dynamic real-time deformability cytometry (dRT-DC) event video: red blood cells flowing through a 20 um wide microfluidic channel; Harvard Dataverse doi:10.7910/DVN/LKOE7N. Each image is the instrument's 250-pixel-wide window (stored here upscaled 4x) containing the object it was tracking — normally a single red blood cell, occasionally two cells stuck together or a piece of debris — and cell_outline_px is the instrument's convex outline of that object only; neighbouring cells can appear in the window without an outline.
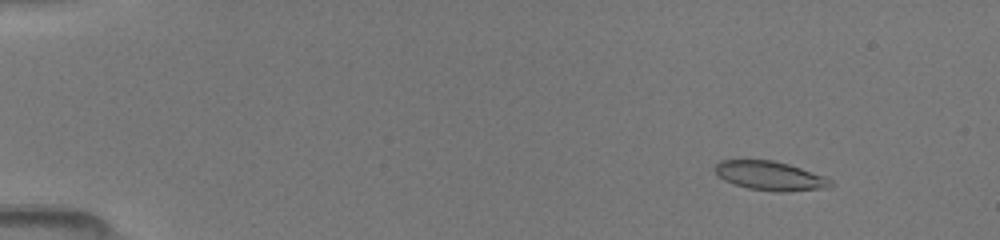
{"species": "common noctule bat (a hibernating species)", "species_latin": "Nyctalus noctula", "temperature_condition": "room temperature", "stored_images_in_passage": 16, "camera_frame_rate_fps": 3000, "um_per_image_px": 0.085, "animal": {"sex": "female", "body_mass_g": 19.5, "forearm_length_mm": 54.1}, "frame": {"image": 1, "passage_image": 3, "time_ms": 1.667, "image_size_px": [1000, 240], "cell_outline_px": [[836, 184], [828, 188], [784, 192], [780, 192], [748, 188], [724, 180], [716, 172], [716, 164], [720, 160], [772, 160], [788, 164], [824, 176], [832, 180]], "centroid_in_image_um": [65.52, 14.95], "position_along_channel_um": 19.5, "area_um2": 19.42}}
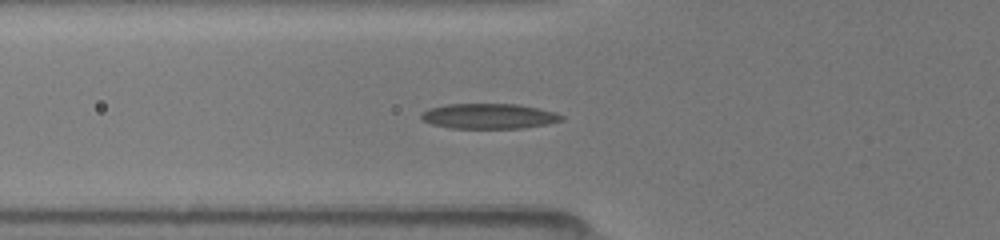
{"frame": {"image": 2, "passage_image": 10, "time_ms": 6.0, "image_size_px": [1000, 240], "cell_outline_px": [[564, 120], [524, 128], [448, 128], [432, 124], [424, 120], [420, 116], [420, 112], [428, 108], [448, 104], [516, 104], [556, 112], [564, 116]], "centroid_in_image_um": [41.53, 9.87], "position_along_channel_um": 84.3, "area_um2": 20.58}}
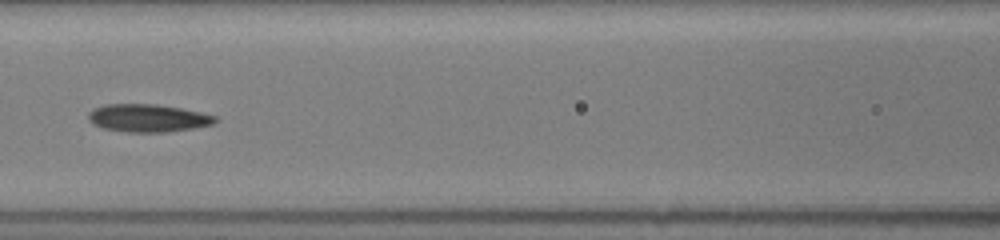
{"frame": {"image": 3, "passage_image": 14, "time_ms": 7.667, "image_size_px": [1000, 240], "cell_outline_px": [[216, 120], [212, 124], [192, 128], [164, 132], [128, 132], [104, 128], [92, 124], [88, 120], [88, 112], [92, 108], [104, 104], [156, 104], [180, 108], [200, 112], [216, 116]], "centroid_in_image_um": [12.5, 10.02], "position_along_channel_um": 154.1, "area_um2": 20.46}}